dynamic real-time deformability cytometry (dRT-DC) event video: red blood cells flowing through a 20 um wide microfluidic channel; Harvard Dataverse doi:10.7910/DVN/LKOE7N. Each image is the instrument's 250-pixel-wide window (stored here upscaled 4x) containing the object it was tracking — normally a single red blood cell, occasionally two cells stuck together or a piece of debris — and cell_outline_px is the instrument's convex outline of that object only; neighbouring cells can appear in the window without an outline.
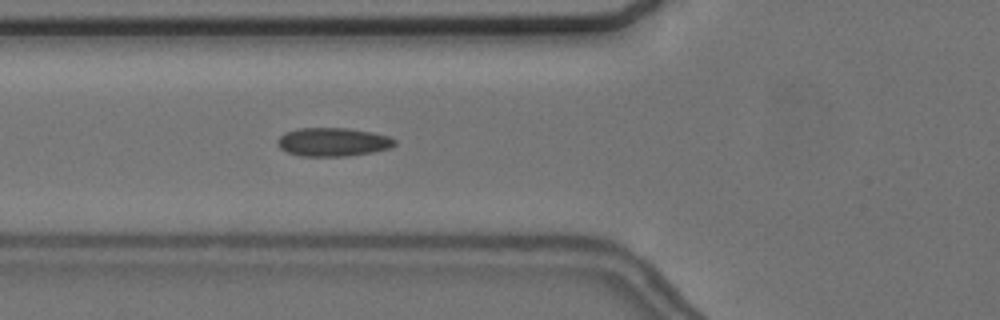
{"species": "common noctule bat (a hibernating species)", "species_latin": "Nyctalus noctula", "temperature_condition": "cold", "stored_images_in_passage": 44, "camera_frame_rate_fps": 3000, "um_per_image_px": 0.085, "animal": {"sex": "female", "body_mass_g": 24.6, "forearm_length_mm": 56.2}, "frame": {"image": 1, "passage_image": 9, "time_ms": 2.667, "image_size_px": [1000, 320], "cell_outline_px": [[396, 144], [388, 148], [372, 152], [348, 156], [300, 156], [288, 152], [280, 148], [276, 144], [276, 140], [284, 132], [300, 128], [348, 128], [372, 132], [388, 136], [396, 140]], "centroid_in_image_um": [28.27, 12.06], "position_along_channel_um": 97.5, "area_um2": 19.54}}
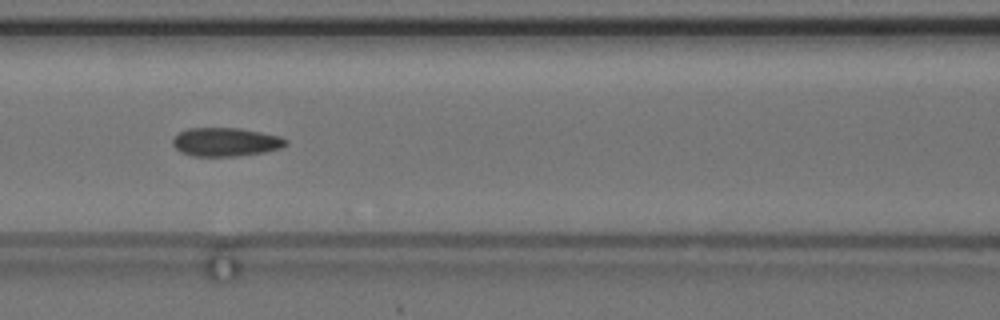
{"frame": {"image": 2, "passage_image": 13, "time_ms": 4.0, "image_size_px": [1000, 320], "cell_outline_px": [[288, 144], [280, 148], [264, 152], [236, 156], [192, 156], [180, 152], [172, 144], [172, 140], [180, 132], [188, 128], [240, 128], [280, 136], [288, 140]], "centroid_in_image_um": [19.19, 12.07], "position_along_channel_um": 147.4, "area_um2": 18.84}}
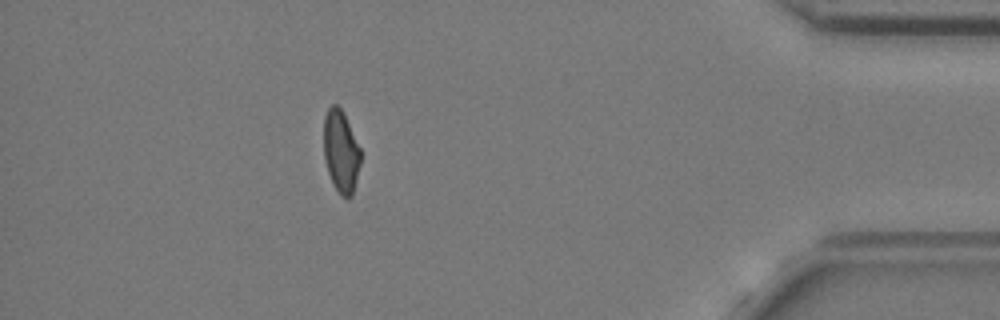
{"frame": {"image": 3, "passage_image": 38, "time_ms": 12.333, "image_size_px": [1000, 320], "cell_outline_px": [[360, 164], [352, 196], [348, 200], [340, 196], [332, 184], [328, 172], [324, 156], [324, 116], [328, 108], [332, 104], [336, 104], [344, 112], [360, 148]], "centroid_in_image_um": [28.97, 12.89], "position_along_channel_um": 406.2, "area_um2": 17.86}, "authors_computed_cell_mechanics": {"area_um2": 18.6983, "velocity_mm_per_s": 3.6841, "shape_relaxation_time_tau1_ms": null, "shape_relaxation_time_tau2_ms": 3.6787, "deformation_change_tau1": null, "deformation_change_tau2": 0.0727}}